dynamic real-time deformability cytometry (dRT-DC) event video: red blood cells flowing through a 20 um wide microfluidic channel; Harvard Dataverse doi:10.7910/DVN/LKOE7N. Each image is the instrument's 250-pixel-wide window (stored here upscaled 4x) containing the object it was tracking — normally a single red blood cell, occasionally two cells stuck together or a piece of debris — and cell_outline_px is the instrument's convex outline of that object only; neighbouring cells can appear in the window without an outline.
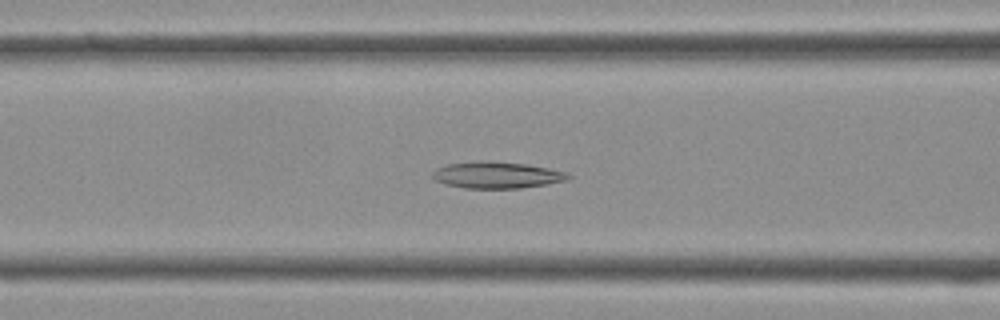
{"species": "Egyptian fruit bat (a non-hibernating species)", "species_latin": "Rousettus aegyptiacus", "temperature_condition": "cold", "stored_images_in_passage": 40, "camera_frame_rate_fps": 3000, "um_per_image_px": 0.085, "frame": {"image": 1, "passage_image": 16, "time_ms": 5.0, "image_size_px": [1000, 320], "cell_outline_px": [[572, 176], [568, 180], [520, 188], [464, 188], [444, 184], [436, 180], [432, 176], [432, 172], [436, 168], [448, 164], [480, 160], [488, 160], [524, 164], [548, 168], [564, 172]], "centroid_in_image_um": [42.18, 14.87], "position_along_channel_um": 124.4, "area_um2": 20.92}}
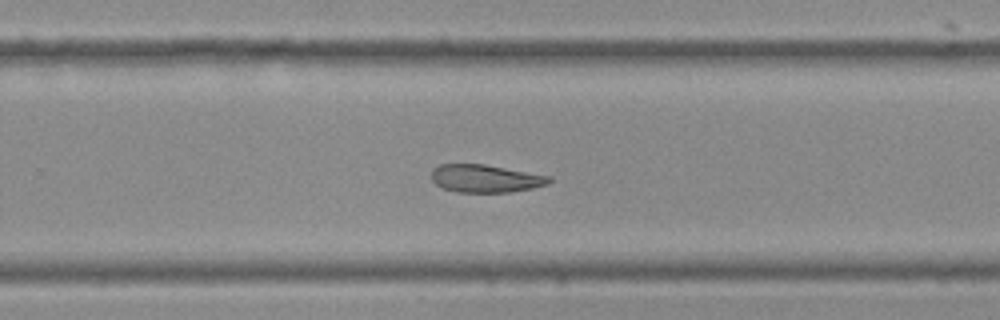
{"frame": {"image": 2, "passage_image": 26, "time_ms": 8.333, "image_size_px": [1000, 320], "cell_outline_px": [[552, 180], [548, 184], [532, 188], [508, 192], [456, 192], [444, 188], [436, 184], [432, 180], [432, 168], [440, 164], [484, 164], [552, 176]], "centroid_in_image_um": [41.27, 15.17], "position_along_channel_um": 288.5, "area_um2": 19.07}}
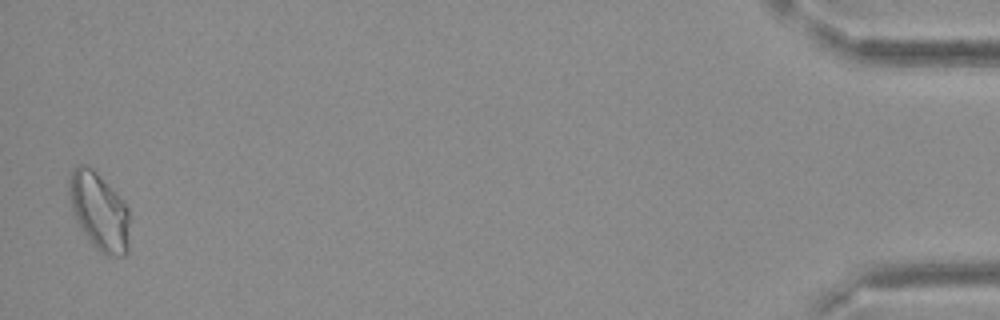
{"frame": {"image": 3, "passage_image": 40, "time_ms": 13.0, "image_size_px": [1000, 320], "cell_outline_px": [[128, 252], [124, 256], [112, 256], [100, 252], [96, 248], [80, 228], [76, 220], [72, 208], [68, 192], [68, 180], [72, 172], [80, 164], [84, 164], [92, 168], [120, 196], [128, 208]], "centroid_in_image_um": [8.43, 17.96], "position_along_channel_um": 426.8, "area_um2": 27.11}}